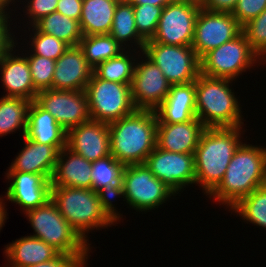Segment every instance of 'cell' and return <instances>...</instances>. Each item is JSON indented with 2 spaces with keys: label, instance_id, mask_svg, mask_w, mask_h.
<instances>
[{
  "label": "cell",
  "instance_id": "1f68e13d",
  "mask_svg": "<svg viewBox=\"0 0 266 267\" xmlns=\"http://www.w3.org/2000/svg\"><path fill=\"white\" fill-rule=\"evenodd\" d=\"M230 210L231 214H237L247 224L266 229V184L240 199Z\"/></svg>",
  "mask_w": 266,
  "mask_h": 267
},
{
  "label": "cell",
  "instance_id": "e0dca14e",
  "mask_svg": "<svg viewBox=\"0 0 266 267\" xmlns=\"http://www.w3.org/2000/svg\"><path fill=\"white\" fill-rule=\"evenodd\" d=\"M66 147L91 163L111 155L108 123L90 120L70 129Z\"/></svg>",
  "mask_w": 266,
  "mask_h": 267
},
{
  "label": "cell",
  "instance_id": "8fae6325",
  "mask_svg": "<svg viewBox=\"0 0 266 267\" xmlns=\"http://www.w3.org/2000/svg\"><path fill=\"white\" fill-rule=\"evenodd\" d=\"M200 8V2L195 0H174L167 4L162 10L155 35L146 42L192 46Z\"/></svg>",
  "mask_w": 266,
  "mask_h": 267
},
{
  "label": "cell",
  "instance_id": "4fadbf2b",
  "mask_svg": "<svg viewBox=\"0 0 266 267\" xmlns=\"http://www.w3.org/2000/svg\"><path fill=\"white\" fill-rule=\"evenodd\" d=\"M170 86L160 68L141 52L130 85L136 109L155 111L166 98Z\"/></svg>",
  "mask_w": 266,
  "mask_h": 267
},
{
  "label": "cell",
  "instance_id": "d6a6232c",
  "mask_svg": "<svg viewBox=\"0 0 266 267\" xmlns=\"http://www.w3.org/2000/svg\"><path fill=\"white\" fill-rule=\"evenodd\" d=\"M28 31L30 32V41H27L29 44H26L27 47L29 45L31 48L29 47L30 50L23 49V51L27 52L25 55H37L57 60L69 47L63 40L57 39L53 35L39 32L34 26H28Z\"/></svg>",
  "mask_w": 266,
  "mask_h": 267
},
{
  "label": "cell",
  "instance_id": "8992f818",
  "mask_svg": "<svg viewBox=\"0 0 266 267\" xmlns=\"http://www.w3.org/2000/svg\"><path fill=\"white\" fill-rule=\"evenodd\" d=\"M25 217L34 230L33 237L67 255H89L90 245L60 214L50 199L45 205L27 211Z\"/></svg>",
  "mask_w": 266,
  "mask_h": 267
},
{
  "label": "cell",
  "instance_id": "f546056e",
  "mask_svg": "<svg viewBox=\"0 0 266 267\" xmlns=\"http://www.w3.org/2000/svg\"><path fill=\"white\" fill-rule=\"evenodd\" d=\"M39 32L53 35L69 46L79 45L83 38L80 22L55 11L33 25Z\"/></svg>",
  "mask_w": 266,
  "mask_h": 267
},
{
  "label": "cell",
  "instance_id": "603a6c76",
  "mask_svg": "<svg viewBox=\"0 0 266 267\" xmlns=\"http://www.w3.org/2000/svg\"><path fill=\"white\" fill-rule=\"evenodd\" d=\"M92 163L66 146L59 151L51 186L92 189Z\"/></svg>",
  "mask_w": 266,
  "mask_h": 267
},
{
  "label": "cell",
  "instance_id": "ba28073f",
  "mask_svg": "<svg viewBox=\"0 0 266 267\" xmlns=\"http://www.w3.org/2000/svg\"><path fill=\"white\" fill-rule=\"evenodd\" d=\"M125 202L136 212H150L169 202L177 195L161 180L156 178L150 169L143 164L124 166L122 181Z\"/></svg>",
  "mask_w": 266,
  "mask_h": 267
},
{
  "label": "cell",
  "instance_id": "d590c367",
  "mask_svg": "<svg viewBox=\"0 0 266 267\" xmlns=\"http://www.w3.org/2000/svg\"><path fill=\"white\" fill-rule=\"evenodd\" d=\"M34 88L39 92L41 90L52 89L55 60L37 56L26 55Z\"/></svg>",
  "mask_w": 266,
  "mask_h": 267
},
{
  "label": "cell",
  "instance_id": "277c9868",
  "mask_svg": "<svg viewBox=\"0 0 266 267\" xmlns=\"http://www.w3.org/2000/svg\"><path fill=\"white\" fill-rule=\"evenodd\" d=\"M233 82L202 73L196 79V116L206 128L244 126L242 105L232 90Z\"/></svg>",
  "mask_w": 266,
  "mask_h": 267
},
{
  "label": "cell",
  "instance_id": "d6986e66",
  "mask_svg": "<svg viewBox=\"0 0 266 267\" xmlns=\"http://www.w3.org/2000/svg\"><path fill=\"white\" fill-rule=\"evenodd\" d=\"M15 48L16 46L0 60L1 83L6 92L3 96L34 101L38 91L33 86L28 59L22 49L20 51L22 53H20Z\"/></svg>",
  "mask_w": 266,
  "mask_h": 267
},
{
  "label": "cell",
  "instance_id": "30bf717a",
  "mask_svg": "<svg viewBox=\"0 0 266 267\" xmlns=\"http://www.w3.org/2000/svg\"><path fill=\"white\" fill-rule=\"evenodd\" d=\"M142 52L160 68L171 85L194 82L201 73L200 58L191 46L146 42Z\"/></svg>",
  "mask_w": 266,
  "mask_h": 267
},
{
  "label": "cell",
  "instance_id": "484cf974",
  "mask_svg": "<svg viewBox=\"0 0 266 267\" xmlns=\"http://www.w3.org/2000/svg\"><path fill=\"white\" fill-rule=\"evenodd\" d=\"M119 0H83L80 27L83 36L109 34Z\"/></svg>",
  "mask_w": 266,
  "mask_h": 267
},
{
  "label": "cell",
  "instance_id": "c3c4849f",
  "mask_svg": "<svg viewBox=\"0 0 266 267\" xmlns=\"http://www.w3.org/2000/svg\"><path fill=\"white\" fill-rule=\"evenodd\" d=\"M16 1L19 2V0H8V5L12 4V6H13V4H14V6H15V5H17V4H15V3H17Z\"/></svg>",
  "mask_w": 266,
  "mask_h": 267
},
{
  "label": "cell",
  "instance_id": "ee69618b",
  "mask_svg": "<svg viewBox=\"0 0 266 267\" xmlns=\"http://www.w3.org/2000/svg\"><path fill=\"white\" fill-rule=\"evenodd\" d=\"M238 0H202L201 8L214 12H229L235 8Z\"/></svg>",
  "mask_w": 266,
  "mask_h": 267
},
{
  "label": "cell",
  "instance_id": "836d02e7",
  "mask_svg": "<svg viewBox=\"0 0 266 267\" xmlns=\"http://www.w3.org/2000/svg\"><path fill=\"white\" fill-rule=\"evenodd\" d=\"M92 189L98 192L107 184H121L124 165L112 155L92 162Z\"/></svg>",
  "mask_w": 266,
  "mask_h": 267
},
{
  "label": "cell",
  "instance_id": "7c38bea8",
  "mask_svg": "<svg viewBox=\"0 0 266 267\" xmlns=\"http://www.w3.org/2000/svg\"><path fill=\"white\" fill-rule=\"evenodd\" d=\"M241 32L242 26L231 13L200 8L191 47L201 59L210 50L233 40Z\"/></svg>",
  "mask_w": 266,
  "mask_h": 267
},
{
  "label": "cell",
  "instance_id": "bcb514c9",
  "mask_svg": "<svg viewBox=\"0 0 266 267\" xmlns=\"http://www.w3.org/2000/svg\"><path fill=\"white\" fill-rule=\"evenodd\" d=\"M6 200L3 199V196L1 197L0 196V232H1V229L4 227L5 223H6V220H7V216H8V213H7V208H6V205H5V202Z\"/></svg>",
  "mask_w": 266,
  "mask_h": 267
},
{
  "label": "cell",
  "instance_id": "8d00e7d4",
  "mask_svg": "<svg viewBox=\"0 0 266 267\" xmlns=\"http://www.w3.org/2000/svg\"><path fill=\"white\" fill-rule=\"evenodd\" d=\"M251 48L266 63V9L242 26Z\"/></svg>",
  "mask_w": 266,
  "mask_h": 267
},
{
  "label": "cell",
  "instance_id": "f6af8a7d",
  "mask_svg": "<svg viewBox=\"0 0 266 267\" xmlns=\"http://www.w3.org/2000/svg\"><path fill=\"white\" fill-rule=\"evenodd\" d=\"M132 5H153L159 7H165L167 4L173 2L174 0H126Z\"/></svg>",
  "mask_w": 266,
  "mask_h": 267
},
{
  "label": "cell",
  "instance_id": "4316f807",
  "mask_svg": "<svg viewBox=\"0 0 266 267\" xmlns=\"http://www.w3.org/2000/svg\"><path fill=\"white\" fill-rule=\"evenodd\" d=\"M109 34L125 49H144L146 41L137 32L134 7L126 0L118 1Z\"/></svg>",
  "mask_w": 266,
  "mask_h": 267
},
{
  "label": "cell",
  "instance_id": "b9f144b4",
  "mask_svg": "<svg viewBox=\"0 0 266 267\" xmlns=\"http://www.w3.org/2000/svg\"><path fill=\"white\" fill-rule=\"evenodd\" d=\"M91 255H67L59 253L50 261L30 265L27 267H88L87 261Z\"/></svg>",
  "mask_w": 266,
  "mask_h": 267
},
{
  "label": "cell",
  "instance_id": "9c48e42d",
  "mask_svg": "<svg viewBox=\"0 0 266 267\" xmlns=\"http://www.w3.org/2000/svg\"><path fill=\"white\" fill-rule=\"evenodd\" d=\"M85 92L91 120L110 123L137 110L129 84L100 79L93 73Z\"/></svg>",
  "mask_w": 266,
  "mask_h": 267
},
{
  "label": "cell",
  "instance_id": "7bdbcfd3",
  "mask_svg": "<svg viewBox=\"0 0 266 267\" xmlns=\"http://www.w3.org/2000/svg\"><path fill=\"white\" fill-rule=\"evenodd\" d=\"M83 0H58L56 11L68 18L80 21Z\"/></svg>",
  "mask_w": 266,
  "mask_h": 267
},
{
  "label": "cell",
  "instance_id": "7dc6e473",
  "mask_svg": "<svg viewBox=\"0 0 266 267\" xmlns=\"http://www.w3.org/2000/svg\"><path fill=\"white\" fill-rule=\"evenodd\" d=\"M10 6L8 5V0H0V11H7L11 8H9Z\"/></svg>",
  "mask_w": 266,
  "mask_h": 267
},
{
  "label": "cell",
  "instance_id": "ac0fdd59",
  "mask_svg": "<svg viewBox=\"0 0 266 267\" xmlns=\"http://www.w3.org/2000/svg\"><path fill=\"white\" fill-rule=\"evenodd\" d=\"M93 75V68L86 61L79 45L69 46L55 60L53 90L83 91Z\"/></svg>",
  "mask_w": 266,
  "mask_h": 267
},
{
  "label": "cell",
  "instance_id": "ab89813d",
  "mask_svg": "<svg viewBox=\"0 0 266 267\" xmlns=\"http://www.w3.org/2000/svg\"><path fill=\"white\" fill-rule=\"evenodd\" d=\"M12 11L14 10L0 11V60L19 44L16 40L17 36L15 37L12 27H10V24H13L10 23L12 22L11 17H13Z\"/></svg>",
  "mask_w": 266,
  "mask_h": 267
},
{
  "label": "cell",
  "instance_id": "44dd1931",
  "mask_svg": "<svg viewBox=\"0 0 266 267\" xmlns=\"http://www.w3.org/2000/svg\"><path fill=\"white\" fill-rule=\"evenodd\" d=\"M22 140L24 147L17 153L7 171L40 174L51 180L59 151L52 145L37 143L26 136Z\"/></svg>",
  "mask_w": 266,
  "mask_h": 267
},
{
  "label": "cell",
  "instance_id": "f1b7e54d",
  "mask_svg": "<svg viewBox=\"0 0 266 267\" xmlns=\"http://www.w3.org/2000/svg\"><path fill=\"white\" fill-rule=\"evenodd\" d=\"M32 101L11 96L0 98V137L15 131H22L25 136L27 130L28 109Z\"/></svg>",
  "mask_w": 266,
  "mask_h": 267
},
{
  "label": "cell",
  "instance_id": "3957f363",
  "mask_svg": "<svg viewBox=\"0 0 266 267\" xmlns=\"http://www.w3.org/2000/svg\"><path fill=\"white\" fill-rule=\"evenodd\" d=\"M110 154L124 166L145 163L156 147L157 115L152 110H136L108 123Z\"/></svg>",
  "mask_w": 266,
  "mask_h": 267
},
{
  "label": "cell",
  "instance_id": "cb8c5ba5",
  "mask_svg": "<svg viewBox=\"0 0 266 267\" xmlns=\"http://www.w3.org/2000/svg\"><path fill=\"white\" fill-rule=\"evenodd\" d=\"M25 136L37 143L52 145L58 151L66 146L67 132L35 100L31 102L28 109Z\"/></svg>",
  "mask_w": 266,
  "mask_h": 267
},
{
  "label": "cell",
  "instance_id": "60d3db41",
  "mask_svg": "<svg viewBox=\"0 0 266 267\" xmlns=\"http://www.w3.org/2000/svg\"><path fill=\"white\" fill-rule=\"evenodd\" d=\"M266 9V0H238L231 14L243 26Z\"/></svg>",
  "mask_w": 266,
  "mask_h": 267
},
{
  "label": "cell",
  "instance_id": "6da1fadb",
  "mask_svg": "<svg viewBox=\"0 0 266 267\" xmlns=\"http://www.w3.org/2000/svg\"><path fill=\"white\" fill-rule=\"evenodd\" d=\"M266 184V146L242 142L219 185L207 196L228 210L240 199Z\"/></svg>",
  "mask_w": 266,
  "mask_h": 267
},
{
  "label": "cell",
  "instance_id": "5bb4252c",
  "mask_svg": "<svg viewBox=\"0 0 266 267\" xmlns=\"http://www.w3.org/2000/svg\"><path fill=\"white\" fill-rule=\"evenodd\" d=\"M145 165L177 195L195 184L194 154L169 152L156 145Z\"/></svg>",
  "mask_w": 266,
  "mask_h": 267
},
{
  "label": "cell",
  "instance_id": "83f0119b",
  "mask_svg": "<svg viewBox=\"0 0 266 267\" xmlns=\"http://www.w3.org/2000/svg\"><path fill=\"white\" fill-rule=\"evenodd\" d=\"M141 52L125 49L118 56L101 62L93 69V73L100 79L131 85L136 61Z\"/></svg>",
  "mask_w": 266,
  "mask_h": 267
},
{
  "label": "cell",
  "instance_id": "9a60e30c",
  "mask_svg": "<svg viewBox=\"0 0 266 267\" xmlns=\"http://www.w3.org/2000/svg\"><path fill=\"white\" fill-rule=\"evenodd\" d=\"M35 101L48 111L66 132L91 120L85 90H41Z\"/></svg>",
  "mask_w": 266,
  "mask_h": 267
},
{
  "label": "cell",
  "instance_id": "e575fe53",
  "mask_svg": "<svg viewBox=\"0 0 266 267\" xmlns=\"http://www.w3.org/2000/svg\"><path fill=\"white\" fill-rule=\"evenodd\" d=\"M136 29L145 40H151L156 33L158 22L164 7L153 5H133Z\"/></svg>",
  "mask_w": 266,
  "mask_h": 267
},
{
  "label": "cell",
  "instance_id": "5b68a950",
  "mask_svg": "<svg viewBox=\"0 0 266 267\" xmlns=\"http://www.w3.org/2000/svg\"><path fill=\"white\" fill-rule=\"evenodd\" d=\"M51 200L87 243L92 230L108 229L116 224L103 210L98 193L93 189L51 186Z\"/></svg>",
  "mask_w": 266,
  "mask_h": 267
},
{
  "label": "cell",
  "instance_id": "f35d334b",
  "mask_svg": "<svg viewBox=\"0 0 266 267\" xmlns=\"http://www.w3.org/2000/svg\"><path fill=\"white\" fill-rule=\"evenodd\" d=\"M21 1L23 3H21ZM21 6H24L23 13L26 15L28 19L25 18L29 27L33 26L37 21H39L42 17H45L56 11L58 0H19ZM27 2V3H26Z\"/></svg>",
  "mask_w": 266,
  "mask_h": 267
},
{
  "label": "cell",
  "instance_id": "4dcf8cb0",
  "mask_svg": "<svg viewBox=\"0 0 266 267\" xmlns=\"http://www.w3.org/2000/svg\"><path fill=\"white\" fill-rule=\"evenodd\" d=\"M79 46L93 69L125 50L110 34L83 36Z\"/></svg>",
  "mask_w": 266,
  "mask_h": 267
},
{
  "label": "cell",
  "instance_id": "52a82bcc",
  "mask_svg": "<svg viewBox=\"0 0 266 267\" xmlns=\"http://www.w3.org/2000/svg\"><path fill=\"white\" fill-rule=\"evenodd\" d=\"M200 63L203 75L234 81H237L236 78L243 72L265 64L251 48L243 32L233 40L210 50L200 59Z\"/></svg>",
  "mask_w": 266,
  "mask_h": 267
},
{
  "label": "cell",
  "instance_id": "7a4b0ae2",
  "mask_svg": "<svg viewBox=\"0 0 266 267\" xmlns=\"http://www.w3.org/2000/svg\"><path fill=\"white\" fill-rule=\"evenodd\" d=\"M244 132L243 126L218 127L205 128L201 134L194 154L195 186L201 187L206 196L223 180Z\"/></svg>",
  "mask_w": 266,
  "mask_h": 267
},
{
  "label": "cell",
  "instance_id": "2e32d148",
  "mask_svg": "<svg viewBox=\"0 0 266 267\" xmlns=\"http://www.w3.org/2000/svg\"><path fill=\"white\" fill-rule=\"evenodd\" d=\"M7 172V173H6ZM10 183L3 198L27 211L45 205L51 199V182L40 174L6 171Z\"/></svg>",
  "mask_w": 266,
  "mask_h": 267
},
{
  "label": "cell",
  "instance_id": "74e56055",
  "mask_svg": "<svg viewBox=\"0 0 266 267\" xmlns=\"http://www.w3.org/2000/svg\"><path fill=\"white\" fill-rule=\"evenodd\" d=\"M99 201L101 203V206L103 210L106 212V214L116 223H120L123 214L120 213L116 209V205H113V202L115 201L114 198H123L125 201V195H124V188L122 183L121 184H107L104 188L100 189L98 192Z\"/></svg>",
  "mask_w": 266,
  "mask_h": 267
},
{
  "label": "cell",
  "instance_id": "7402d4cb",
  "mask_svg": "<svg viewBox=\"0 0 266 267\" xmlns=\"http://www.w3.org/2000/svg\"><path fill=\"white\" fill-rule=\"evenodd\" d=\"M155 113L157 123H184L197 118L195 81L171 85L169 93Z\"/></svg>",
  "mask_w": 266,
  "mask_h": 267
},
{
  "label": "cell",
  "instance_id": "ffe728a7",
  "mask_svg": "<svg viewBox=\"0 0 266 267\" xmlns=\"http://www.w3.org/2000/svg\"><path fill=\"white\" fill-rule=\"evenodd\" d=\"M205 128L198 118L184 123H157L156 145L169 152L195 154Z\"/></svg>",
  "mask_w": 266,
  "mask_h": 267
},
{
  "label": "cell",
  "instance_id": "d4e9b609",
  "mask_svg": "<svg viewBox=\"0 0 266 267\" xmlns=\"http://www.w3.org/2000/svg\"><path fill=\"white\" fill-rule=\"evenodd\" d=\"M3 249L8 262L4 267H27L50 261L59 254L52 246L31 235L10 242Z\"/></svg>",
  "mask_w": 266,
  "mask_h": 267
}]
</instances>
